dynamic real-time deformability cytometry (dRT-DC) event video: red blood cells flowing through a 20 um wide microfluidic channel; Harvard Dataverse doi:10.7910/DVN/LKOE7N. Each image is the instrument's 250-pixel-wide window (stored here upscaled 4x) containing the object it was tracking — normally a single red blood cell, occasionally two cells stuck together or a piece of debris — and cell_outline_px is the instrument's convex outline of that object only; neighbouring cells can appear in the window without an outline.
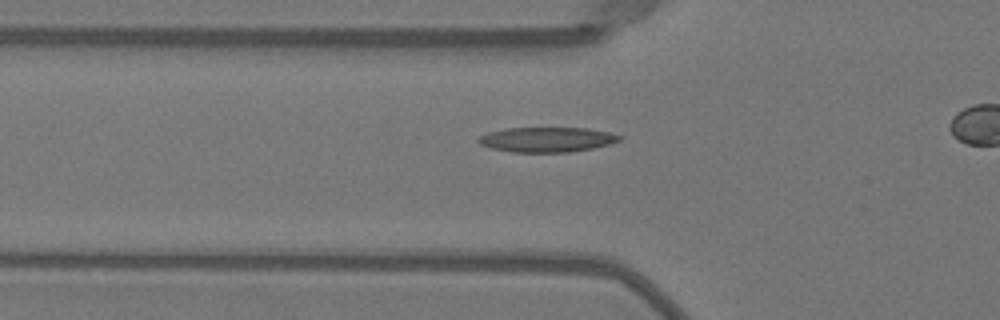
{"species": "Egyptian fruit bat (a non-hibernating species)", "species_latin": "Rousettus aegyptiacus", "temperature_condition": "warm", "stored_images_in_passage": 31, "camera_frame_rate_fps": 3000, "um_per_image_px": 0.085, "animal": {"sex": "female"}, "frame": {"image": 1, "passage_image": 7, "time_ms": 2.0, "image_size_px": [1000, 320], "cell_outline_px": [[624, 136], [620, 140], [608, 144], [592, 148], [568, 152], [512, 152], [492, 148], [480, 144], [476, 140], [480, 136], [488, 132], [504, 128], [588, 128], [608, 132]], "centroid_in_image_um": [46.47, 11.86], "position_along_channel_um": 79.3, "area_um2": 20.4}}
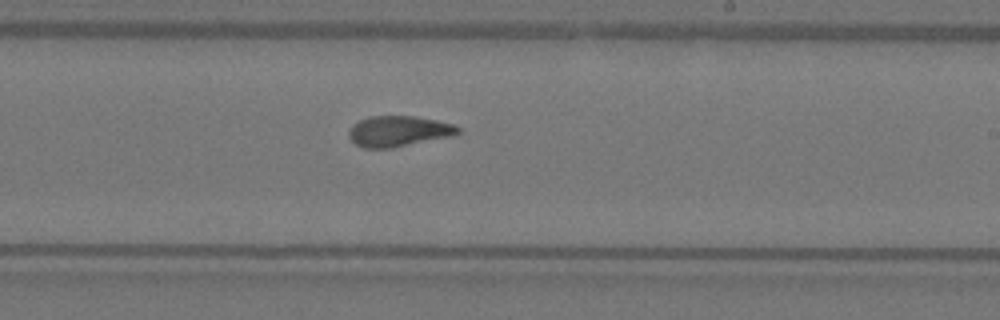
{"frame": {"image": 2, "passage_image": 20, "time_ms": 6.333, "image_size_px": [1000, 320], "cell_outline_px": [[460, 132], [452, 136], [392, 148], [364, 148], [356, 144], [348, 136], [348, 128], [352, 124], [368, 116], [412, 116], [436, 120], [456, 124], [460, 128]], "centroid_in_image_um": [33.87, 11.15], "position_along_channel_um": 255.1, "area_um2": 19.65}}
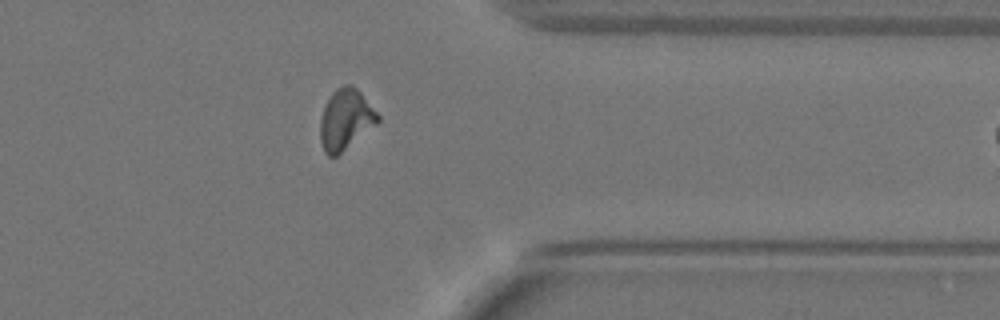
{"frame": {"image": 3, "passage_image": 30, "time_ms": 9.667, "image_size_px": [1000, 320], "cell_outline_px": [[380, 120], [376, 124], [336, 156], [328, 156], [324, 152], [320, 140], [320, 120], [324, 108], [332, 92], [336, 88], [344, 84], [352, 84], [360, 92], [380, 116]], "centroid_in_image_um": [29.36, 10.14], "position_along_channel_um": 382.0, "area_um2": 20.06}}